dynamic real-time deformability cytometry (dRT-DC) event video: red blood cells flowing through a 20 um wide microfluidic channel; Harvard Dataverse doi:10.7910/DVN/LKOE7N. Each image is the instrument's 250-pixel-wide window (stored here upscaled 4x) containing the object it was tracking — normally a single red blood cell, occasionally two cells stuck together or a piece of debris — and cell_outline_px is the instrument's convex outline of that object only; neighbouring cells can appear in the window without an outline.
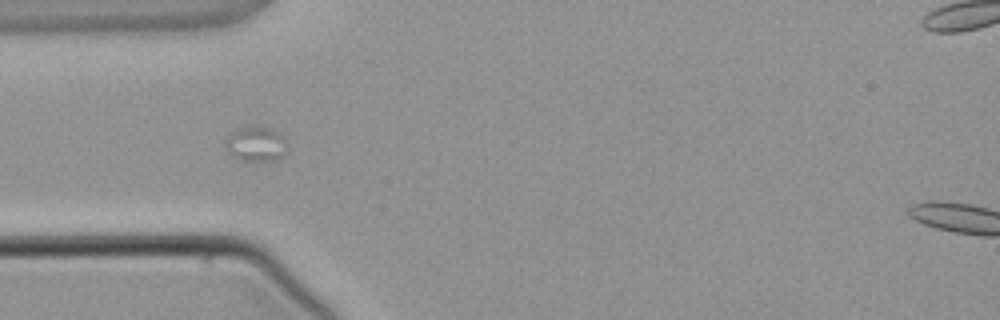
{"species": "common noctule bat (a hibernating species)", "species_latin": "Nyctalus noctula", "temperature_condition": "warm", "stored_images_in_passage": 4, "camera_frame_rate_fps": 3000, "um_per_image_px": 0.085, "animal": {"sex": "male", "body_mass_g": 21.5, "forearm_length_mm": 52.0}, "frame": {"image": 1, "passage_image": 3, "time_ms": 2.333, "image_size_px": [1000, 320], "cell_outline_px": [[288, 148], [284, 156], [276, 160], [240, 160], [228, 152], [228, 136], [232, 132], [240, 128], [252, 124], [268, 128], [276, 132], [284, 140]], "centroid_in_image_um": [21.79, 12.23], "position_along_channel_um": 63.2, "area_um2": 12.25}}